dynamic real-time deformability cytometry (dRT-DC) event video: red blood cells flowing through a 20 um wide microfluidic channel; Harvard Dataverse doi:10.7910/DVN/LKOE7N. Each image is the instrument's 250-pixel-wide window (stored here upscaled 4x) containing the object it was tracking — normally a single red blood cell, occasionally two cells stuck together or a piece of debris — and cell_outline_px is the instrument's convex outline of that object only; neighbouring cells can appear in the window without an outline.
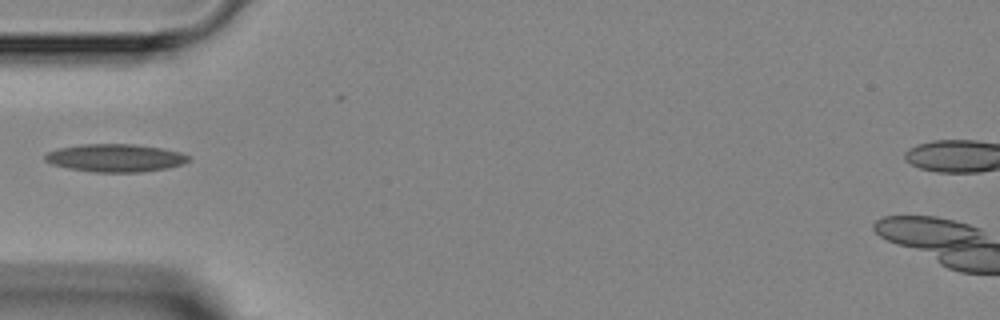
{"species": "Egyptian fruit bat (a non-hibernating species)", "species_latin": "Rousettus aegyptiacus", "temperature_condition": "room temperature", "stored_images_in_passage": 2, "camera_frame_rate_fps": 3000, "um_per_image_px": 0.085, "animal": {"sex": "female"}, "frame": {"image": 1, "passage_image": 1, "time_ms": 0.0, "image_size_px": [1000, 320], "cell_outline_px": [[188, 160], [184, 164], [168, 168], [140, 172], [96, 172], [68, 168], [52, 164], [44, 160], [44, 156], [48, 152], [60, 148], [80, 144], [132, 144], [160, 148], [180, 152], [188, 156]], "centroid_in_image_um": [9.79, 13.42], "position_along_channel_um": 75.2, "area_um2": 23.12}}
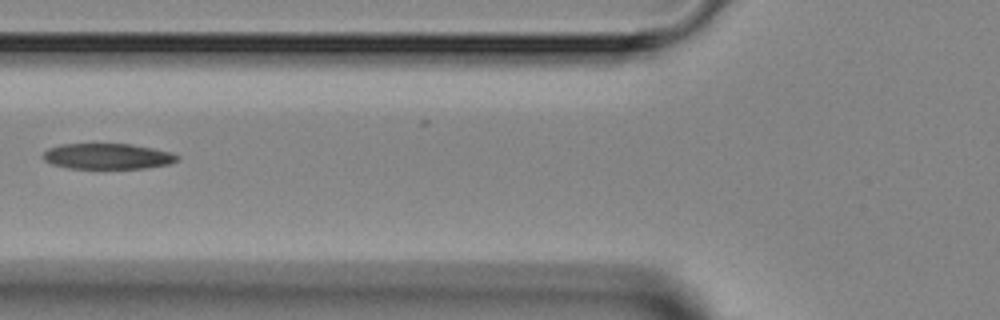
{"frame": {"image": 2, "passage_image": 2, "time_ms": 1.0, "image_size_px": [1000, 320], "cell_outline_px": [[180, 156], [176, 160], [168, 164], [144, 168], [68, 168], [52, 164], [44, 160], [40, 156], [48, 148], [60, 144], [128, 144], [152, 148], [172, 152]], "centroid_in_image_um": [9.09, 13.28], "position_along_channel_um": 116.7, "area_um2": 20.0}}